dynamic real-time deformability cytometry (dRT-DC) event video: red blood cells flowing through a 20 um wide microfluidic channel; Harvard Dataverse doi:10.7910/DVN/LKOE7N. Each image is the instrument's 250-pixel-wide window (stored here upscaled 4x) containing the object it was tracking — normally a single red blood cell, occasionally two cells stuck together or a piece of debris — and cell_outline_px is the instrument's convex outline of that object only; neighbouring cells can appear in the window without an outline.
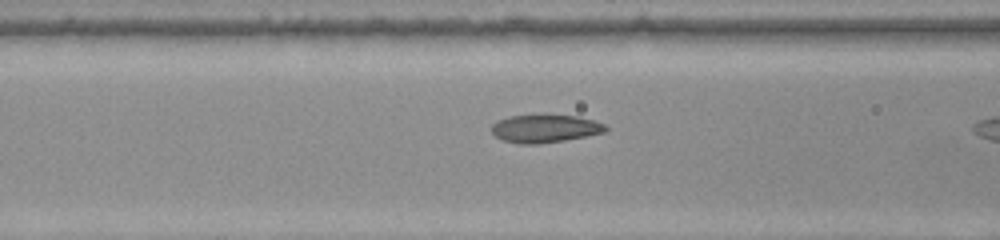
{"species": "common noctule bat (a hibernating species)", "species_latin": "Nyctalus noctula", "temperature_condition": "warm", "stored_images_in_passage": 32, "camera_frame_rate_fps": 3000, "um_per_image_px": 0.085, "animal": {"sex": "female", "body_mass_g": 22.0, "forearm_length_mm": 56.7}, "frame": {"image": 1, "passage_image": 14, "time_ms": 4.333, "image_size_px": [1000, 240], "cell_outline_px": [[608, 128], [604, 132], [564, 140], [536, 144], [520, 144], [504, 140], [496, 136], [492, 132], [492, 124], [508, 116], [576, 116], [592, 120], [604, 124]], "centroid_in_image_um": [46.31, 10.94], "position_along_channel_um": 120.3, "area_um2": 17.98}}
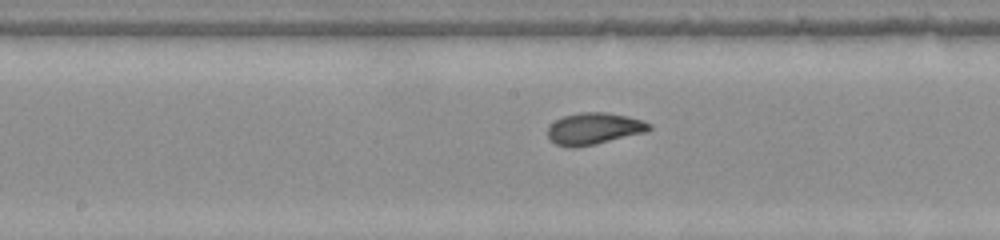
{"frame": {"image": 2, "passage_image": 20, "time_ms": 6.333, "image_size_px": [1000, 240], "cell_outline_px": [[652, 128], [648, 132], [596, 144], [576, 148], [568, 148], [556, 144], [548, 136], [548, 128], [556, 120], [564, 116], [580, 112], [604, 112], [628, 116], [652, 124]], "centroid_in_image_um": [50.52, 10.94], "position_along_channel_um": 197.7, "area_um2": 18.84}}
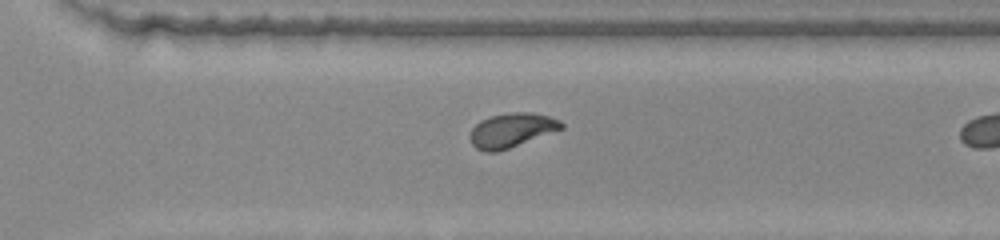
{"frame": {"image": 3, "passage_image": 30, "time_ms": 9.667, "image_size_px": [1000, 240], "cell_outline_px": [[564, 128], [508, 148], [496, 152], [484, 152], [476, 148], [472, 144], [468, 136], [472, 128], [480, 120], [492, 116], [512, 112], [532, 112], [548, 116], [560, 120], [564, 124]], "centroid_in_image_um": [43.46, 11.06], "position_along_channel_um": 327.1, "area_um2": 18.15}}